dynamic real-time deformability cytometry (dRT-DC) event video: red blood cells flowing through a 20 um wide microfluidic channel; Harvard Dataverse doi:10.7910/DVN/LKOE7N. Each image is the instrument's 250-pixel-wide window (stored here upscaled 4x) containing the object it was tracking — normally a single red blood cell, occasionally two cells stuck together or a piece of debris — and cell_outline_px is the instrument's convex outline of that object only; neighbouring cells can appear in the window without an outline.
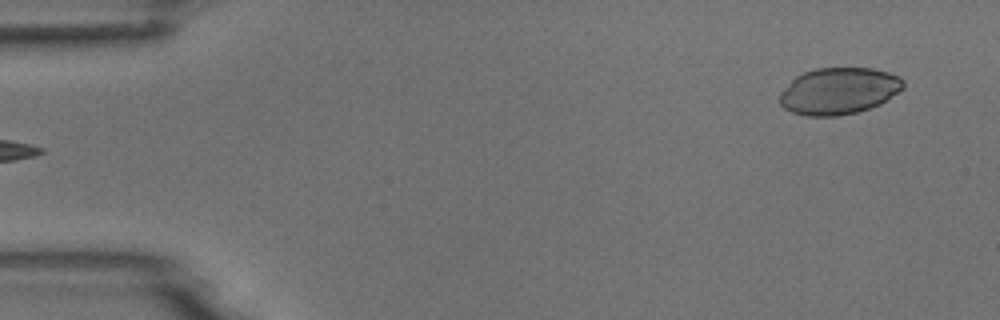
{"species": "common noctule bat (a hibernating species)", "species_latin": "Nyctalus noctula", "temperature_condition": "room temperature", "stored_images_in_passage": 4, "segment_of_instrument_passage": [2, 2], "camera_frame_rate_fps": 3000, "um_per_image_px": 0.085, "animal": {"sex": "male", "body_mass_g": 18.8}, "frame": {"image": 1, "passage_image": 4, "time_ms": 4.333, "image_size_px": [1000, 320], "cell_outline_px": [[904, 88], [880, 104], [856, 112], [836, 116], [808, 116], [792, 112], [784, 108], [780, 104], [780, 92], [796, 76], [804, 72], [816, 68], [872, 68], [888, 72], [900, 76], [904, 80]], "centroid_in_image_um": [71.31, 7.73], "position_along_channel_um": 13.7, "area_um2": 33.58}}